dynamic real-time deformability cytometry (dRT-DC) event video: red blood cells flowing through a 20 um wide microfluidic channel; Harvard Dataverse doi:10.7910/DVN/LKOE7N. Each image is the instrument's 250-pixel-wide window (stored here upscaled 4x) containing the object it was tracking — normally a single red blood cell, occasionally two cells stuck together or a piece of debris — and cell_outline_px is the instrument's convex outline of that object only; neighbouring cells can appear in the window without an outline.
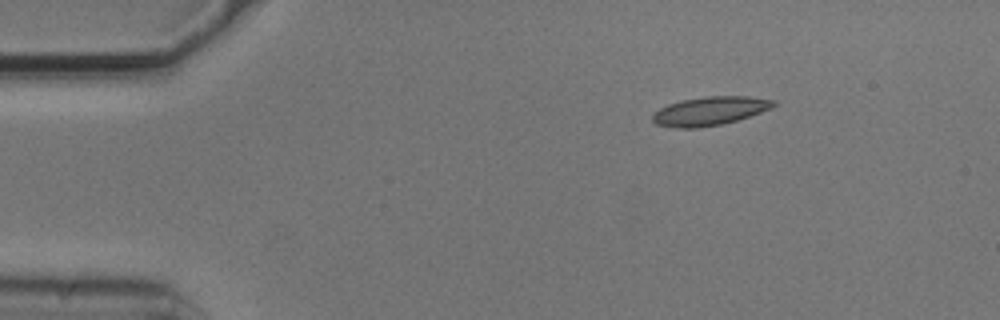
{"species": "common noctule bat (a hibernating species)", "species_latin": "Nyctalus noctula", "temperature_condition": "cold", "stored_images_in_passage": 3, "camera_frame_rate_fps": 3000, "um_per_image_px": 0.085, "animal": {"sex": "male", "body_mass_g": 20.5, "forearm_length_mm": 52.5}, "frame": {"image": 1, "passage_image": 1, "time_ms": 0.0, "image_size_px": [1000, 320], "cell_outline_px": [[776, 104], [760, 112], [736, 120], [720, 124], [696, 128], [676, 128], [656, 124], [652, 120], [652, 116], [660, 108], [668, 104], [684, 100], [708, 96], [748, 96], [776, 100]], "centroid_in_image_um": [60.31, 9.43], "position_along_channel_um": 24.7, "area_um2": 19.83}}
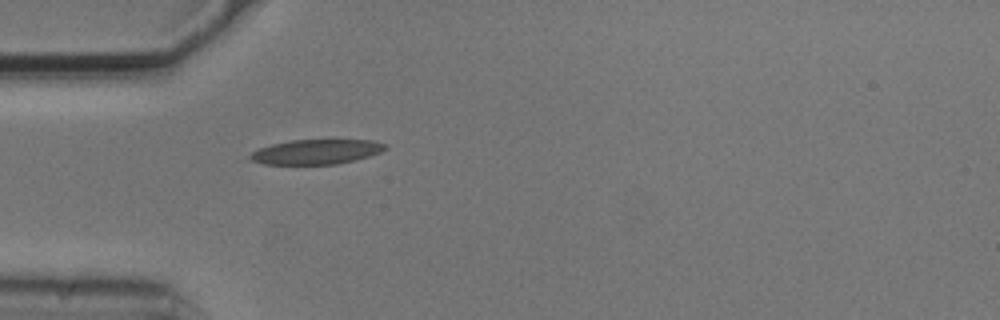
{"frame": {"image": 2, "passage_image": 3, "time_ms": 0.667, "image_size_px": [1000, 320], "cell_outline_px": [[388, 148], [380, 152], [356, 160], [336, 164], [264, 164], [252, 160], [248, 156], [252, 152], [260, 148], [272, 144], [292, 140], [332, 136], [372, 140], [388, 144]], "centroid_in_image_um": [26.99, 12.84], "position_along_channel_um": 58.0, "area_um2": 20.58}}